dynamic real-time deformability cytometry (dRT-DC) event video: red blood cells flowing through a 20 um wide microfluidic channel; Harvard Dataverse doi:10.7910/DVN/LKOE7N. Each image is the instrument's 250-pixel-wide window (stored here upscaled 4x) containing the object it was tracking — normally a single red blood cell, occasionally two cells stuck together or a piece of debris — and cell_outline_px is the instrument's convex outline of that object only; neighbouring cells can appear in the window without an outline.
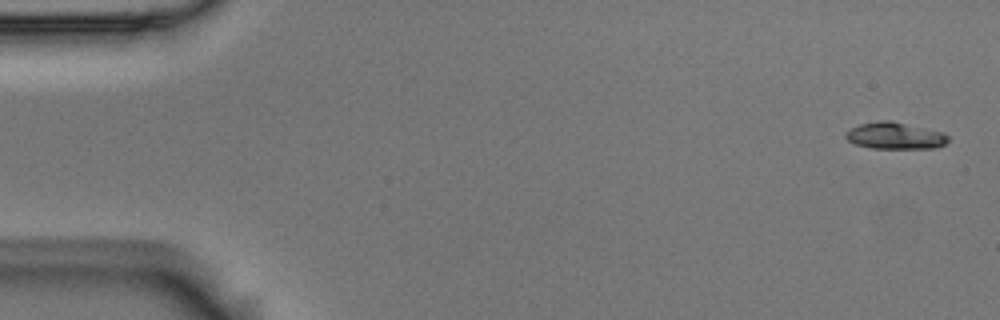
{"species": "Egyptian fruit bat (a non-hibernating species)", "species_latin": "Rousettus aegyptiacus", "temperature_condition": "room temperature", "stored_images_in_passage": 6, "segment_of_instrument_passage": [2, 2], "camera_frame_rate_fps": 3000, "um_per_image_px": 0.085, "animal": {"sex": "male"}, "frame": {"image": 1, "passage_image": 6, "time_ms": 1.667, "image_size_px": [1000, 320], "cell_outline_px": [[948, 140], [944, 144], [936, 148], [872, 148], [856, 144], [848, 140], [844, 136], [844, 132], [848, 128], [860, 124], [880, 120], [888, 120], [944, 132], [948, 136]], "centroid_in_image_um": [76.04, 11.53], "position_along_channel_um": 9.0, "area_um2": 15.95}}